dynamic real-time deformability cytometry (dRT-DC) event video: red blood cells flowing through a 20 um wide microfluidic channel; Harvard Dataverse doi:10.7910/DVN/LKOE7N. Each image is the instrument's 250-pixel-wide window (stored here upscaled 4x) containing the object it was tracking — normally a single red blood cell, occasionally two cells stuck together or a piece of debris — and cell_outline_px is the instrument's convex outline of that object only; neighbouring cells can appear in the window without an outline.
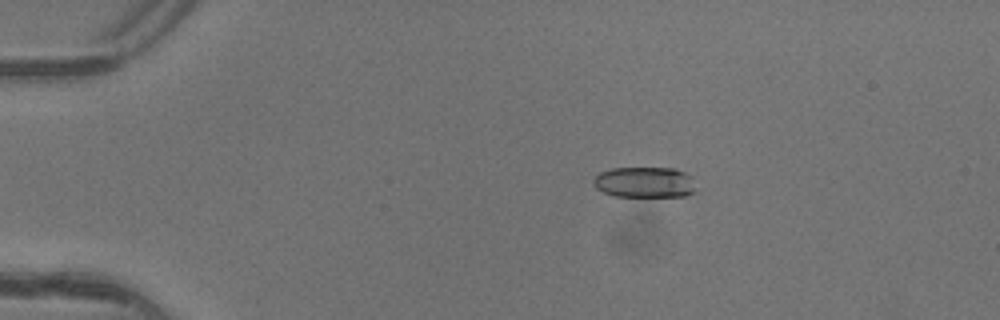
{"species": "common noctule bat (a hibernating species)", "species_latin": "Nyctalus noctula", "temperature_condition": "warm", "stored_images_in_passage": 2, "camera_frame_rate_fps": 3000, "um_per_image_px": 0.085, "animal": {"sex": "female"}, "frame": {"image": 1, "passage_image": 1, "time_ms": 0.0, "image_size_px": [1000, 320], "cell_outline_px": [[696, 192], [684, 196], [616, 196], [604, 192], [596, 188], [592, 184], [592, 180], [600, 172], [612, 168], [676, 168], [692, 176]], "centroid_in_image_um": [54.81, 15.49], "position_along_channel_um": 30.2, "area_um2": 18.5}}